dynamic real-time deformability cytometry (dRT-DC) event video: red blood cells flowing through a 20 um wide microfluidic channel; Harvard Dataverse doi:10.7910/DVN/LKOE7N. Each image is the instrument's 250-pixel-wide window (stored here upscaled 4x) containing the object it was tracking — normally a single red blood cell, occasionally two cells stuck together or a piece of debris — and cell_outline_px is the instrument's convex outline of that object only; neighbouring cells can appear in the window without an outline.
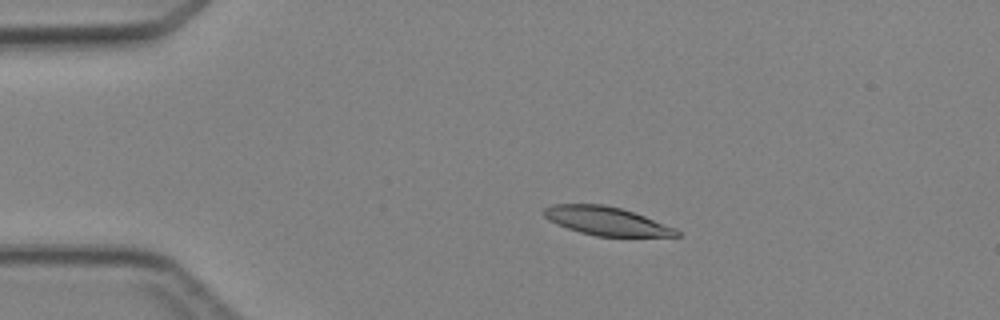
{"species": "Egyptian fruit bat (a non-hibernating species)", "species_latin": "Rousettus aegyptiacus", "temperature_condition": "cold", "stored_images_in_passage": 4, "camera_frame_rate_fps": 3000, "um_per_image_px": 0.085, "animal": {"sex": "female"}, "frame": {"image": 1, "passage_image": 3, "time_ms": 2.667, "image_size_px": [1000, 320], "cell_outline_px": [[680, 236], [596, 236], [580, 232], [556, 224], [548, 220], [544, 216], [544, 208], [552, 204], [604, 204], [620, 208], [644, 216], [676, 228], [680, 232]], "centroid_in_image_um": [51.52, 18.78], "position_along_channel_um": 33.5, "area_um2": 21.85}}